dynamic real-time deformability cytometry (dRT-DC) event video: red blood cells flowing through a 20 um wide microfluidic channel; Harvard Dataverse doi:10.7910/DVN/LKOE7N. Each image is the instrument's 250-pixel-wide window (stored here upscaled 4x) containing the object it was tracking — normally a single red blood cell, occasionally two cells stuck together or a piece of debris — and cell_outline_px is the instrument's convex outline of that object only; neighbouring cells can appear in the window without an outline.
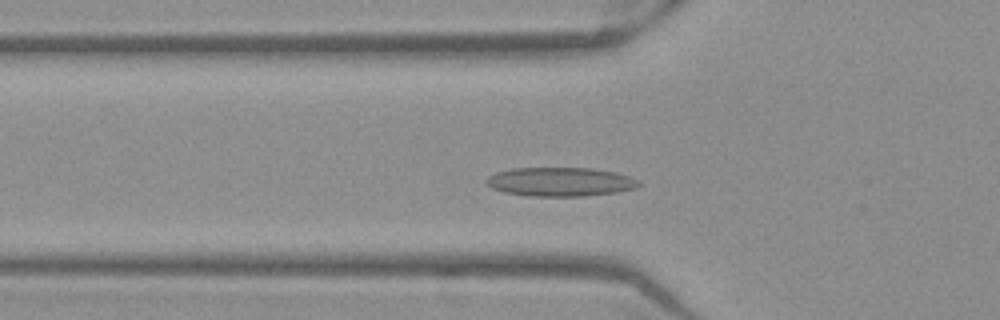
{"species": "Egyptian fruit bat (a non-hibernating species)", "species_latin": "Rousettus aegyptiacus", "temperature_condition": "warm", "stored_images_in_passage": 42, "camera_frame_rate_fps": 3000, "um_per_image_px": 0.085, "frame": {"image": 1, "passage_image": 8, "time_ms": 2.333, "image_size_px": [1000, 320], "cell_outline_px": [[640, 184], [636, 188], [616, 192], [584, 196], [528, 196], [504, 192], [492, 188], [484, 180], [488, 176], [496, 172], [512, 168], [592, 168], [616, 172], [632, 176], [640, 180]], "centroid_in_image_um": [47.65, 15.45], "position_along_channel_um": 78.2, "area_um2": 25.89}}
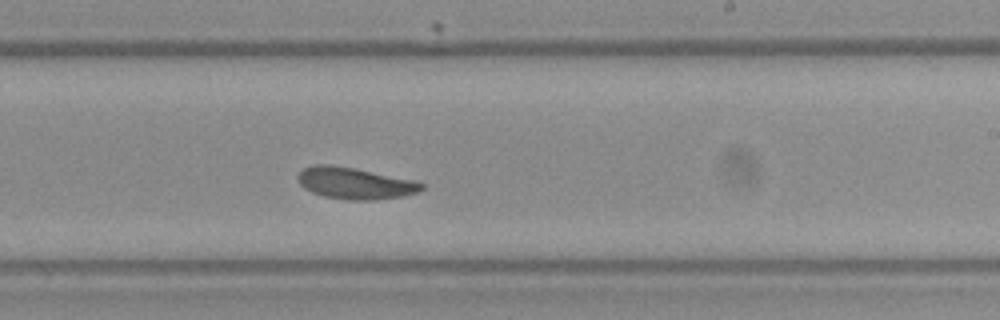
{"frame": {"image": 2, "passage_image": 22, "time_ms": 7.0, "image_size_px": [1000, 320], "cell_outline_px": [[424, 188], [420, 192], [404, 196], [376, 200], [348, 200], [324, 196], [312, 192], [304, 188], [296, 180], [296, 176], [304, 168], [312, 164], [332, 164], [412, 180], [424, 184]], "centroid_in_image_um": [30.14, 15.58], "position_along_channel_um": 258.9, "area_um2": 22.77}}
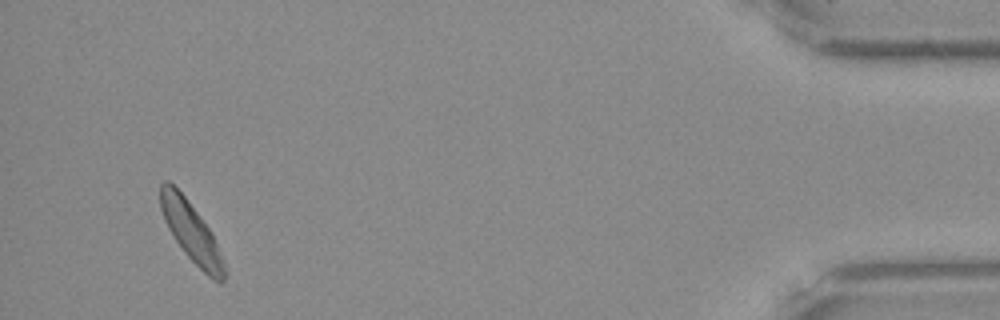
{"frame": {"image": 3, "passage_image": 40, "time_ms": 13.0, "image_size_px": [1000, 320], "cell_outline_px": [[228, 276], [220, 284], [212, 280], [184, 252], [168, 228], [164, 220], [160, 208], [160, 184], [164, 180], [168, 180], [184, 196], [212, 232], [228, 272]], "centroid_in_image_um": [16.28, 19.77], "position_along_channel_um": 418.9, "area_um2": 22.08}}